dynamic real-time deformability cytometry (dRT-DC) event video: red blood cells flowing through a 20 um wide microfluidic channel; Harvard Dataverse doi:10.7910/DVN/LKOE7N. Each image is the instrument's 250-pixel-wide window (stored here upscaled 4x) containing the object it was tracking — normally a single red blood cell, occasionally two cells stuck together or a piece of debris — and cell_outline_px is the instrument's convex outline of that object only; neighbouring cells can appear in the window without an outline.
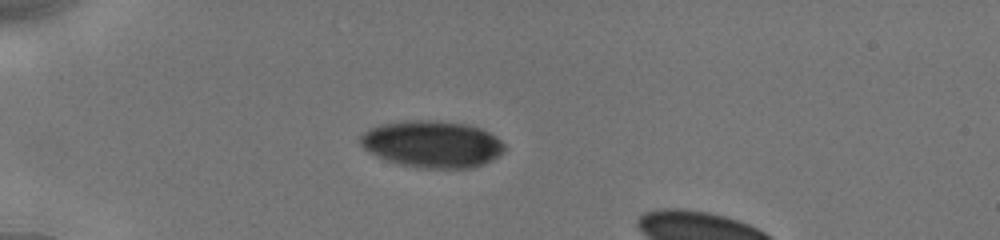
{"species": "human", "species_latin": "Homo sapiens", "temperature_condition": "cold", "stored_images_in_passage": 2, "camera_frame_rate_fps": 3000, "um_per_image_px": 0.085, "donor": {"sex": "male"}, "frame": {"image": 1, "passage_image": 1, "time_ms": 0.0, "image_size_px": [1000, 240], "cell_outline_px": [[504, 152], [492, 160], [484, 164], [472, 168], [416, 168], [400, 164], [376, 156], [368, 152], [360, 144], [360, 136], [364, 132], [380, 124], [404, 120], [432, 120], [464, 124], [480, 128], [496, 136], [504, 144]], "centroid_in_image_um": [36.73, 12.25], "position_along_channel_um": 48.3, "area_um2": 39.42}}